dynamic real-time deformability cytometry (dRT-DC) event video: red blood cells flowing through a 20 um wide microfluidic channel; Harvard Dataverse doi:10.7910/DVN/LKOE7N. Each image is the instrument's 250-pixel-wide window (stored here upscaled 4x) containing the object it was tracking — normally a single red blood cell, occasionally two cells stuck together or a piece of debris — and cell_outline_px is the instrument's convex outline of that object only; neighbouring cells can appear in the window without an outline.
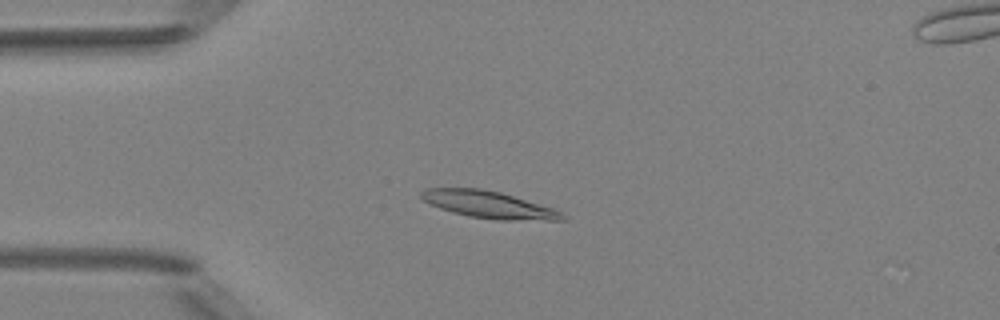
{"species": "Egyptian fruit bat (a non-hibernating species)", "species_latin": "Rousettus aegyptiacus", "temperature_condition": "room temperature", "stored_images_in_passage": 5, "camera_frame_rate_fps": 3000, "um_per_image_px": 0.085, "animal": {"sex": "female"}, "frame": {"image": 1, "passage_image": 2, "time_ms": 2.0, "image_size_px": [1000, 320], "cell_outline_px": [[568, 220], [496, 220], [468, 216], [452, 212], [440, 208], [424, 200], [420, 196], [420, 192], [424, 188], [480, 188], [500, 192], [552, 208], [560, 212]], "centroid_in_image_um": [41.51, 17.39], "position_along_channel_um": 43.5, "area_um2": 22.02}}
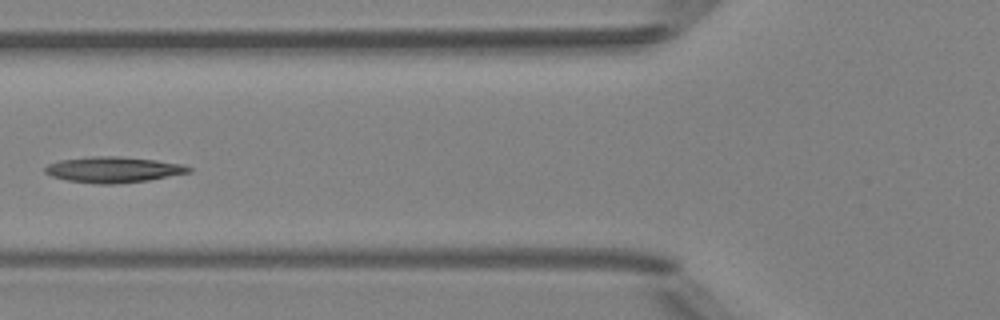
{"frame": {"image": 2, "passage_image": 4, "time_ms": 4.333, "image_size_px": [1000, 320], "cell_outline_px": [[192, 172], [148, 180], [116, 184], [100, 184], [68, 180], [52, 176], [44, 172], [44, 168], [48, 164], [60, 160], [92, 156], [120, 156], [156, 160], [184, 164], [192, 168]], "centroid_in_image_um": [9.66, 14.41], "position_along_channel_um": 116.1, "area_um2": 21.62}}
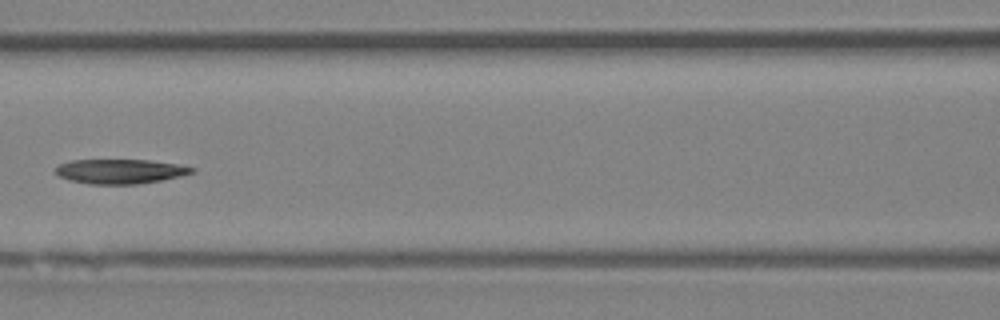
{"frame": {"image": 3, "passage_image": 5, "time_ms": 5.333, "image_size_px": [1000, 320], "cell_outline_px": [[196, 172], [180, 176], [140, 184], [88, 184], [68, 180], [60, 176], [56, 172], [56, 168], [60, 164], [72, 160], [148, 160], [176, 164], [196, 168]], "centroid_in_image_um": [10.23, 14.57], "position_along_channel_um": 156.4, "area_um2": 19.42}}